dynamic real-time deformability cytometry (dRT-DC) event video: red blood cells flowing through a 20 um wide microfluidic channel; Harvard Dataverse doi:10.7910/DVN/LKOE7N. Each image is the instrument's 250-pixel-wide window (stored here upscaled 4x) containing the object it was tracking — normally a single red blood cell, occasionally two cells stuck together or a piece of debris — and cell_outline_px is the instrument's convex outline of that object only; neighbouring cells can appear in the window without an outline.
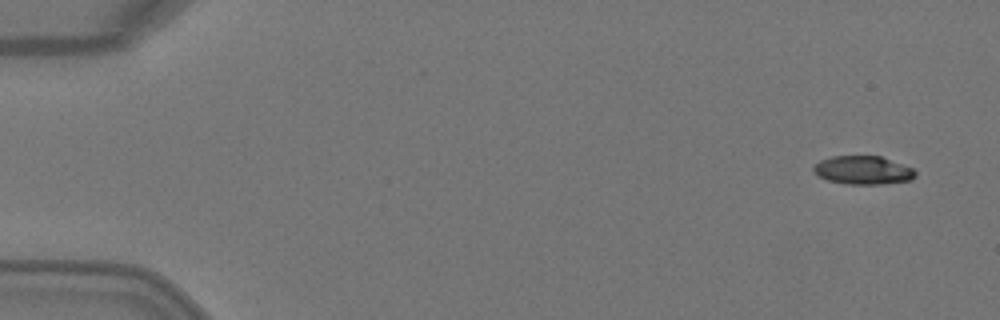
{"species": "Egyptian fruit bat (a non-hibernating species)", "species_latin": "Rousettus aegyptiacus", "temperature_condition": "warm", "stored_images_in_passage": 7, "camera_frame_rate_fps": 3000, "um_per_image_px": 0.085, "animal": {"sex": "female"}, "frame": {"image": 1, "passage_image": 1, "time_ms": 0.0, "image_size_px": [1000, 320], "cell_outline_px": [[916, 176], [912, 180], [880, 184], [844, 184], [828, 180], [820, 176], [812, 168], [820, 160], [832, 156], [880, 156], [912, 168], [916, 172]], "centroid_in_image_um": [73.37, 14.47], "position_along_channel_um": 11.6, "area_um2": 16.7}}